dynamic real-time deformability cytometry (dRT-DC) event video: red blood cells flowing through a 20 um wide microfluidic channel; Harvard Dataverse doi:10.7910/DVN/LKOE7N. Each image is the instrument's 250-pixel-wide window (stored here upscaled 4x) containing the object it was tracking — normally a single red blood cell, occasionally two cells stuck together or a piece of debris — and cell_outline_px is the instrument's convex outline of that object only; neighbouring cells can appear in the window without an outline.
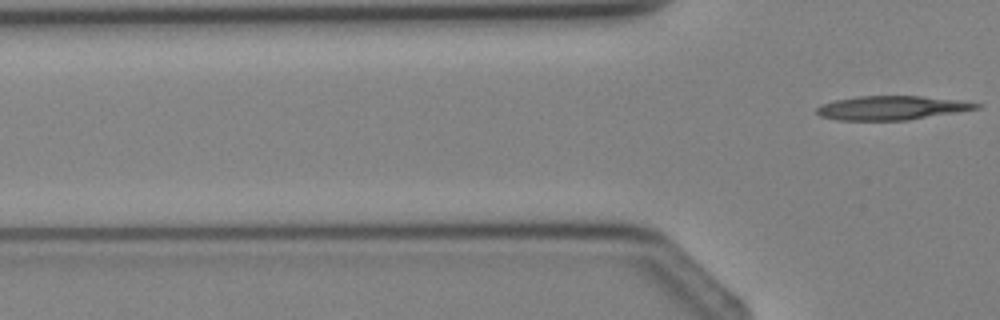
{"species": "Egyptian fruit bat (a non-hibernating species)", "species_latin": "Rousettus aegyptiacus", "temperature_condition": "cold", "stored_images_in_passage": 5, "camera_frame_rate_fps": 3000, "um_per_image_px": 0.085, "animal": {"sex": "female"}, "frame": {"image": 1, "passage_image": 5, "time_ms": 4.667, "image_size_px": [1000, 320], "cell_outline_px": [[980, 108], [908, 120], [836, 120], [820, 116], [816, 112], [816, 108], [820, 104], [836, 100], [856, 96], [920, 96], [956, 100], [980, 104]], "centroid_in_image_um": [75.71, 9.17], "position_along_channel_um": 50.1, "area_um2": 22.08}}